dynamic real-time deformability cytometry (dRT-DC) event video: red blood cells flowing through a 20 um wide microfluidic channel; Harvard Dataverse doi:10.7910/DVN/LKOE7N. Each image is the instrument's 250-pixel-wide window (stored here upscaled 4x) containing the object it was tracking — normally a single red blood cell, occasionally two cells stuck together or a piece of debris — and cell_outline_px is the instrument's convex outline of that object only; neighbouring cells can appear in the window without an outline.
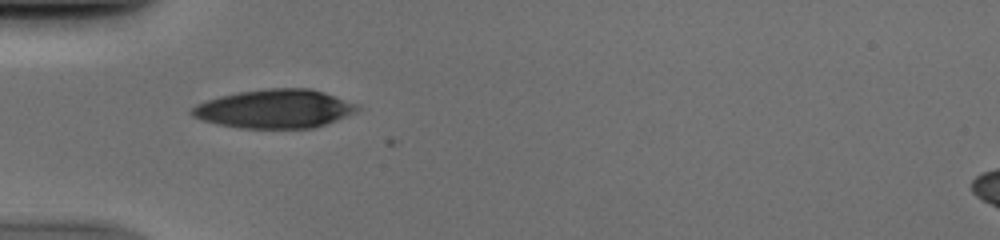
{"species": "human", "species_latin": "Homo sapiens", "temperature_condition": "cold", "stored_images_in_passage": 36, "camera_frame_rate_fps": 3000, "um_per_image_px": 0.085, "donor": {"sex": "male"}, "frame": {"image": 1, "passage_image": 1, "time_ms": 0.0, "image_size_px": [1000, 240], "cell_outline_px": [[360, 108], [356, 112], [348, 116], [312, 128], [240, 128], [216, 124], [200, 120], [192, 116], [188, 112], [196, 104], [220, 96], [240, 92], [268, 88], [312, 88], [360, 104]], "centroid_in_image_um": [23.36, 9.25], "position_along_channel_um": 61.6, "area_um2": 37.51}}
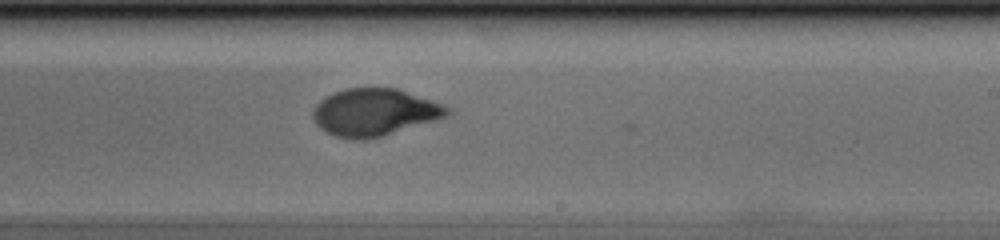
{"frame": {"image": 2, "passage_image": 16, "time_ms": 5.0, "image_size_px": [1000, 240], "cell_outline_px": [[452, 112], [448, 116], [436, 120], [384, 136], [364, 140], [360, 140], [336, 136], [320, 128], [316, 124], [312, 116], [312, 112], [316, 104], [324, 96], [344, 88], [396, 88], [440, 104], [448, 108]], "centroid_in_image_um": [31.79, 9.55], "position_along_channel_um": 257.2, "area_um2": 36.82}}
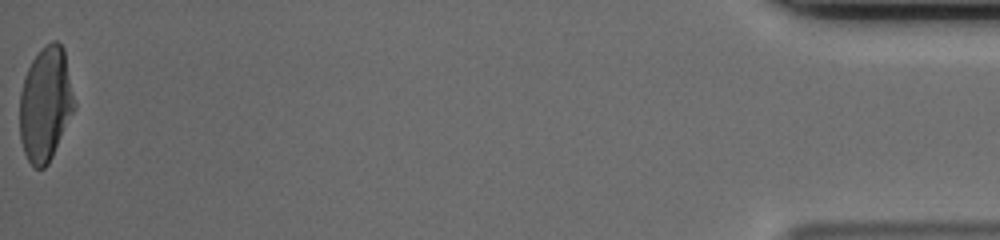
{"frame": {"image": 3, "passage_image": 36, "time_ms": 11.667, "image_size_px": [1000, 240], "cell_outline_px": [[76, 108], [48, 164], [44, 168], [36, 168], [28, 160], [24, 152], [20, 140], [20, 92], [24, 76], [32, 60], [40, 48], [52, 40], [56, 40], [64, 48], [76, 104]], "centroid_in_image_um": [3.88, 8.82], "position_along_channel_um": 431.3, "area_um2": 36.65}}